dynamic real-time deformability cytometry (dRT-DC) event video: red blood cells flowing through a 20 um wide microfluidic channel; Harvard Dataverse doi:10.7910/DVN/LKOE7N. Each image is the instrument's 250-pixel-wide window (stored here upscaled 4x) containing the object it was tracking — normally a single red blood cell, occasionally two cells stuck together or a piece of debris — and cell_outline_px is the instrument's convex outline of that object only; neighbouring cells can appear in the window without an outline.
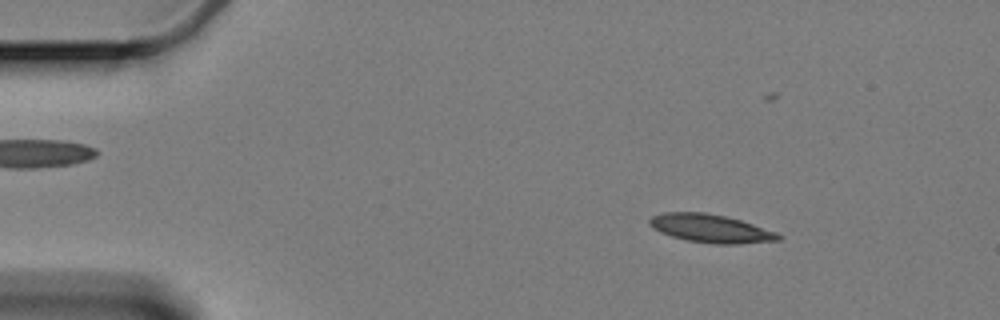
{"species": "Egyptian fruit bat (a non-hibernating species)", "species_latin": "Rousettus aegyptiacus", "temperature_condition": "cold", "stored_images_in_passage": 60, "camera_frame_rate_fps": 3000, "um_per_image_px": 0.085, "animal": {"sex": "female"}, "frame": {"image": 1, "passage_image": 8, "time_ms": 2.333, "image_size_px": [1000, 320], "cell_outline_px": [[784, 236], [780, 240], [740, 244], [712, 244], [688, 240], [672, 236], [660, 232], [652, 228], [648, 224], [648, 220], [652, 216], [664, 212], [704, 212], [724, 216], [740, 220], [776, 232]], "centroid_in_image_um": [60.4, 19.42], "position_along_channel_um": 24.6, "area_um2": 21.21}}
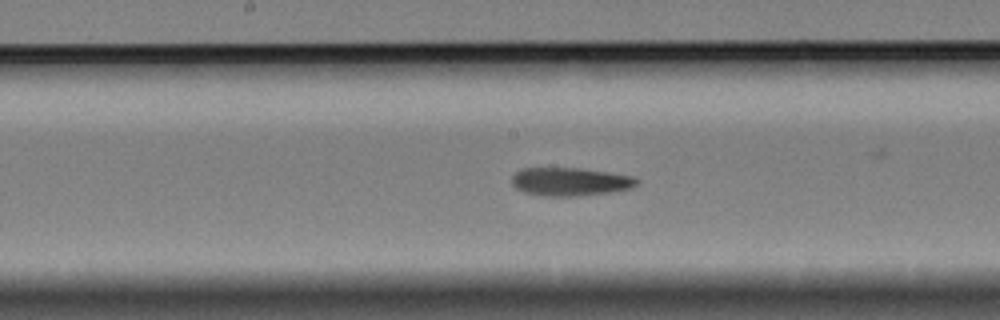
{"frame": {"image": 2, "passage_image": 30, "time_ms": 9.667, "image_size_px": [1000, 320], "cell_outline_px": [[640, 184], [632, 188], [608, 192], [580, 196], [544, 196], [524, 192], [516, 188], [512, 184], [512, 176], [516, 172], [524, 168], [580, 168], [632, 176], [640, 180]], "centroid_in_image_um": [48.48, 15.44], "position_along_channel_um": 199.7, "area_um2": 20.58}}
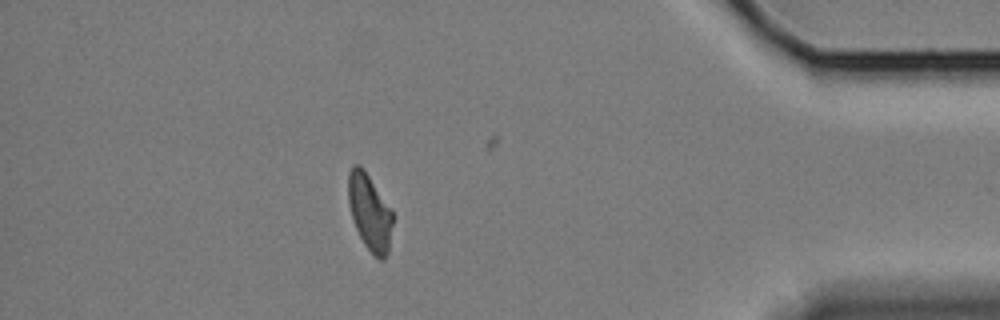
{"frame": {"image": 3, "passage_image": 52, "time_ms": 17.0, "image_size_px": [1000, 320], "cell_outline_px": [[392, 224], [388, 252], [384, 260], [380, 260], [364, 244], [352, 220], [348, 204], [348, 172], [352, 164], [360, 164], [392, 208]], "centroid_in_image_um": [31.41, 17.99], "position_along_channel_um": 403.8, "area_um2": 19.83}, "authors_computed_cell_mechanics": {"area_um2": 20.519, "velocity_mm_per_s": 3.3331, "shape_relaxation_time_tau1_ms": 7.3745, "shape_relaxation_time_tau2_ms": 9.4265, "deformation_change_tau1": 0.1912, "deformation_change_tau2": 0.1669}}